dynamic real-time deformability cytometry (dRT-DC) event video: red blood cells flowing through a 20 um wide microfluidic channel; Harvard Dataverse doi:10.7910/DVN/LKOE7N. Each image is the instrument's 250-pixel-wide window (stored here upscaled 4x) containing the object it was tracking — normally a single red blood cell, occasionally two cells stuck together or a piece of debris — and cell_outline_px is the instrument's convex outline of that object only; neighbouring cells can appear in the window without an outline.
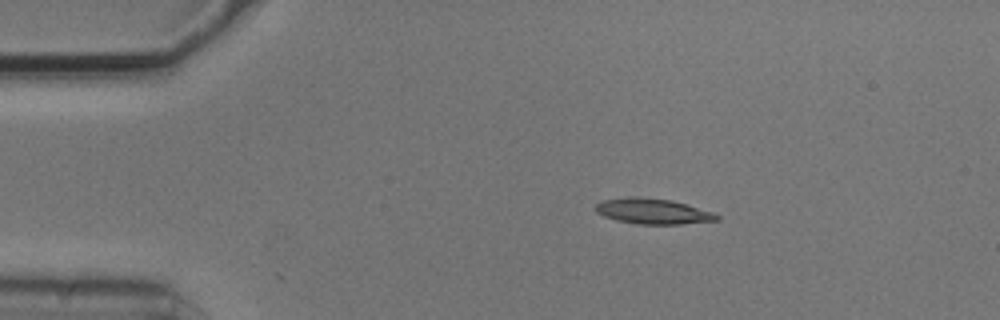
{"species": "common noctule bat (a hibernating species)", "species_latin": "Nyctalus noctula", "temperature_condition": "cold", "stored_images_in_passage": 14, "camera_frame_rate_fps": 3000, "um_per_image_px": 0.085, "animal": {"sex": "male", "body_mass_g": 20.5, "forearm_length_mm": 52.5}, "frame": {"image": 1, "passage_image": 2, "time_ms": 0.333, "image_size_px": [1000, 320], "cell_outline_px": [[720, 220], [680, 224], [636, 224], [616, 220], [604, 216], [596, 212], [592, 208], [600, 200], [628, 196], [632, 196], [672, 200], [716, 212], [720, 216]], "centroid_in_image_um": [55.49, 17.95], "position_along_channel_um": 29.5, "area_um2": 18.38}}
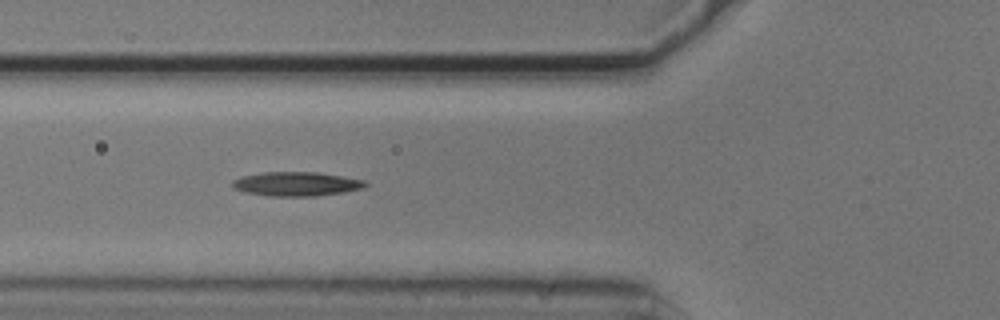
{"frame": {"image": 2, "passage_image": 5, "time_ms": 1.333, "image_size_px": [1000, 320], "cell_outline_px": [[368, 184], [364, 188], [344, 192], [316, 196], [268, 196], [244, 192], [232, 188], [232, 180], [244, 176], [260, 172], [320, 172], [364, 180]], "centroid_in_image_um": [25.19, 15.63], "position_along_channel_um": 100.6, "area_um2": 18.84}}
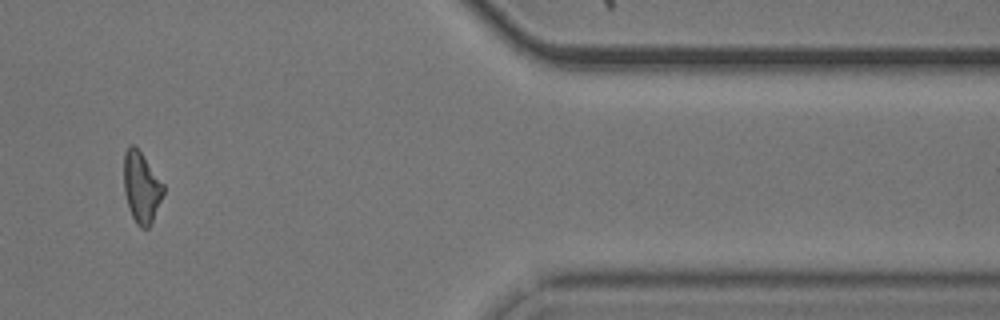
{"frame": {"image": 3, "passage_image": 12, "time_ms": 3.667, "image_size_px": [1000, 320], "cell_outline_px": [[164, 192], [152, 224], [148, 228], [140, 228], [136, 224], [128, 208], [124, 192], [124, 152], [132, 144], [136, 144], [164, 184]], "centroid_in_image_um": [12.02, 15.92], "position_along_channel_um": 399.4, "area_um2": 16.65}}